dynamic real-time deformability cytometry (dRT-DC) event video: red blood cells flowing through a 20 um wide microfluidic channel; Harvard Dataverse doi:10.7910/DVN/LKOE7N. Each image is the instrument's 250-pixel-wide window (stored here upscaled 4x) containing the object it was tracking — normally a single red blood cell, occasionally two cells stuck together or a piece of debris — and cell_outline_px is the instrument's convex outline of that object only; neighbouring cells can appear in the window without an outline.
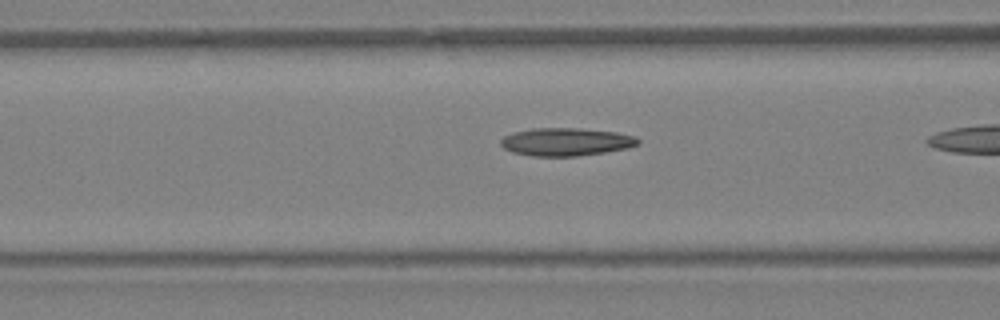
{"species": "Egyptian fruit bat (a non-hibernating species)", "species_latin": "Rousettus aegyptiacus", "temperature_condition": "warm", "stored_images_in_passage": 16, "camera_frame_rate_fps": 3000, "um_per_image_px": 0.085, "animal": {"sex": "female"}, "frame": {"image": 1, "passage_image": 15, "time_ms": 4.667, "image_size_px": [1000, 320], "cell_outline_px": [[640, 140], [636, 144], [628, 148], [604, 152], [576, 156], [532, 156], [512, 152], [504, 148], [500, 144], [500, 140], [504, 136], [512, 132], [532, 128], [580, 128], [616, 132], [636, 136]], "centroid_in_image_um": [48.08, 12.05], "position_along_channel_um": 118.5, "area_um2": 22.37}}